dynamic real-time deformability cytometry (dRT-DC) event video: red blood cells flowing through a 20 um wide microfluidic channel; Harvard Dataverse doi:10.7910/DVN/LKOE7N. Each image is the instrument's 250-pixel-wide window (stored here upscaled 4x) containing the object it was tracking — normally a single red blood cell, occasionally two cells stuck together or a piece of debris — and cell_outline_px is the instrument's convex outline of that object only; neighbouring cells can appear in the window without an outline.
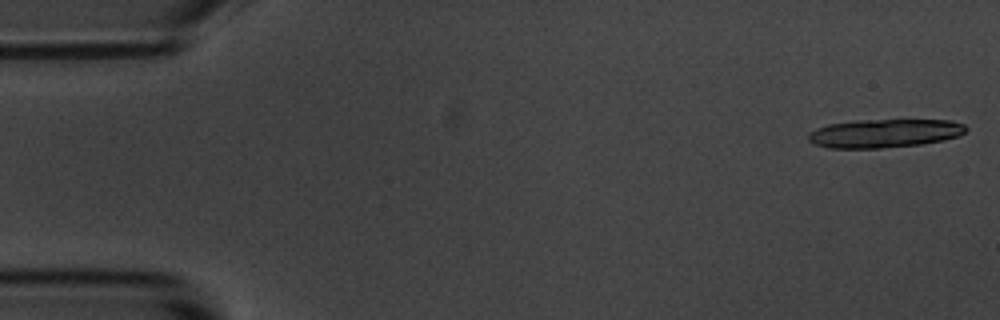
{"species": "common noctule bat (a hibernating species)", "species_latin": "Nyctalus noctula", "temperature_condition": "room temperature", "stored_images_in_passage": 17, "camera_frame_rate_fps": 3000, "um_per_image_px": 0.085, "animal": {"sex": "male", "body_mass_g": 20.1, "forearm_length_mm": 53.5}, "frame": {"image": 1, "passage_image": 1, "time_ms": 0.0, "image_size_px": [1000, 320], "cell_outline_px": [[968, 128], [964, 132], [956, 136], [944, 140], [920, 144], [880, 148], [828, 148], [816, 144], [808, 140], [808, 132], [816, 128], [828, 124], [856, 120], [948, 120], [964, 124]], "centroid_in_image_um": [75.14, 11.33], "position_along_channel_um": 9.9, "area_um2": 26.13}}